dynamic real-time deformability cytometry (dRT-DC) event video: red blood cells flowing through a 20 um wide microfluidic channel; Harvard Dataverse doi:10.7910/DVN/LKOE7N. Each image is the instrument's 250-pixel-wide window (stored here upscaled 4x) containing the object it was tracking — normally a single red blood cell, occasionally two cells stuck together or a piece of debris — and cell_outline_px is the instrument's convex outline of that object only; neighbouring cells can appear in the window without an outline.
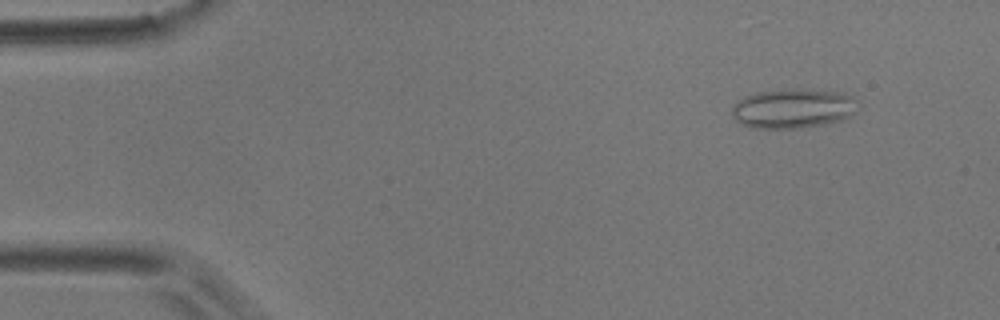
{"species": "common noctule bat (a hibernating species)", "species_latin": "Nyctalus noctula", "temperature_condition": "room temperature", "stored_images_in_passage": 55, "camera_frame_rate_fps": 3000, "um_per_image_px": 0.085, "animal": {"sex": "male", "body_mass_g": 17.9}, "frame": {"image": 1, "passage_image": 5, "time_ms": 1.333, "image_size_px": [1000, 320], "cell_outline_px": [[856, 112], [840, 120], [800, 128], [748, 128], [736, 120], [732, 116], [732, 104], [744, 96], [756, 92], [792, 88], [796, 88], [840, 92], [852, 96], [856, 100]], "centroid_in_image_um": [67.35, 9.2], "position_along_channel_um": 17.6, "area_um2": 29.13}}
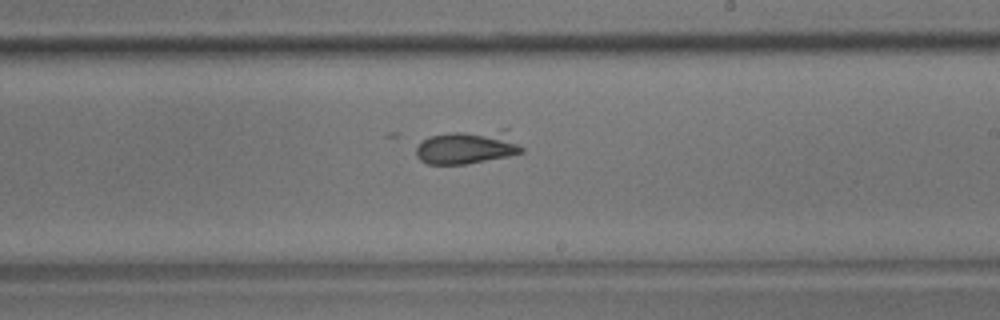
{"frame": {"image": 2, "passage_image": 32, "time_ms": 10.333, "image_size_px": [1000, 320], "cell_outline_px": [[524, 152], [508, 156], [464, 164], [428, 164], [420, 160], [416, 156], [416, 148], [420, 140], [428, 136], [452, 132], [504, 128], [508, 128], [524, 148]], "centroid_in_image_um": [39.79, 12.47], "position_along_channel_um": 249.2, "area_um2": 21.39}}
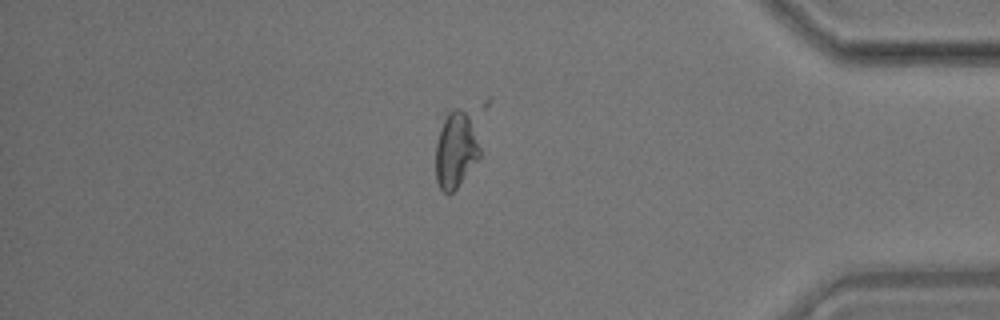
{"frame": {"image": 3, "passage_image": 47, "time_ms": 15.333, "image_size_px": [1000, 320], "cell_outline_px": [[480, 156], [456, 188], [452, 192], [444, 192], [440, 188], [436, 180], [436, 144], [444, 108], [460, 108], [468, 112], [480, 148]], "centroid_in_image_um": [38.7, 12.64], "position_along_channel_um": 396.5, "area_um2": 19.83}}